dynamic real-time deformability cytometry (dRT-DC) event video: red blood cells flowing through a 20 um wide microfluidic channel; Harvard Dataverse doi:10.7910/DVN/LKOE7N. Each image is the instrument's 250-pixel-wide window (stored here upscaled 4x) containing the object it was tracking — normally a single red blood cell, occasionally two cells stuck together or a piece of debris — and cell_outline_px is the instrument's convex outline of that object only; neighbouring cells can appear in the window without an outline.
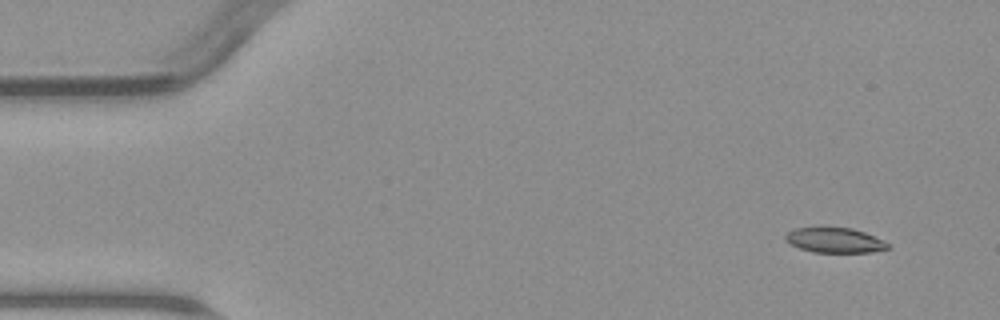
{"species": "common noctule bat (a hibernating species)", "species_latin": "Nyctalus noctula", "temperature_condition": "warm", "stored_images_in_passage": 5, "camera_frame_rate_fps": 3000, "um_per_image_px": 0.085, "animal": {"sex": "male", "body_mass_g": 23.1, "forearm_length_mm": 52.7}, "frame": {"image": 1, "passage_image": 1, "time_ms": 0.0, "image_size_px": [1000, 320], "cell_outline_px": [[888, 248], [872, 252], [812, 252], [788, 244], [784, 240], [784, 236], [788, 232], [796, 228], [852, 228], [864, 232], [884, 240], [888, 244]], "centroid_in_image_um": [70.92, 20.43], "position_along_channel_um": 14.1, "area_um2": 14.8}}
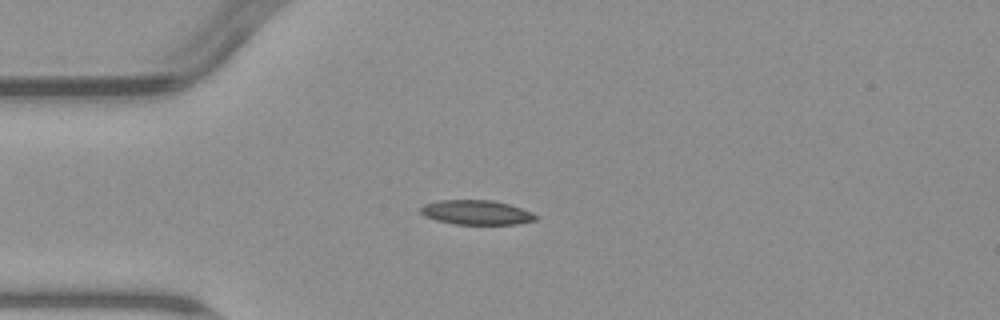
{"frame": {"image": 2, "passage_image": 4, "time_ms": 3.333, "image_size_px": [1000, 320], "cell_outline_px": [[536, 220], [516, 224], [456, 224], [436, 220], [424, 216], [420, 212], [420, 208], [424, 204], [440, 200], [492, 200], [508, 204], [532, 212], [536, 216]], "centroid_in_image_um": [40.47, 18.05], "position_along_channel_um": 44.5, "area_um2": 16.3}}
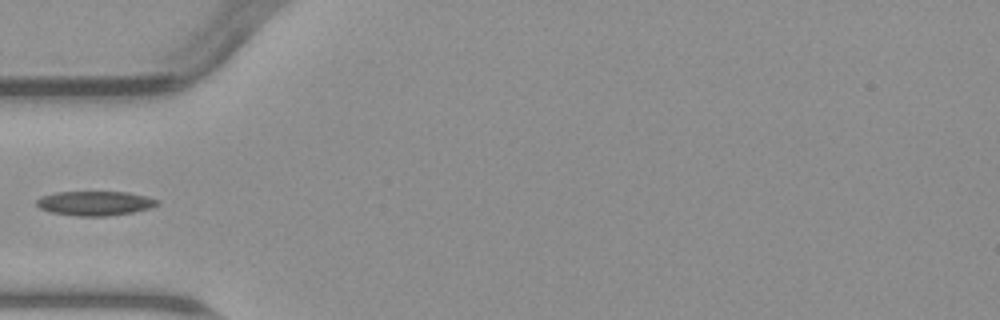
{"frame": {"image": 3, "passage_image": 5, "time_ms": 4.667, "image_size_px": [1000, 320], "cell_outline_px": [[160, 204], [152, 208], [132, 212], [108, 216], [76, 216], [52, 212], [40, 208], [36, 204], [36, 200], [40, 196], [56, 192], [128, 192], [160, 200]], "centroid_in_image_um": [8.09, 17.28], "position_along_channel_um": 76.9, "area_um2": 17.22}}